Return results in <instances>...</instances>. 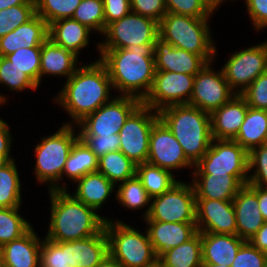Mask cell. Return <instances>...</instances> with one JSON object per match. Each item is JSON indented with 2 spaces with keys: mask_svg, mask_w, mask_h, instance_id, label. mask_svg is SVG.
Masks as SVG:
<instances>
[{
  "mask_svg": "<svg viewBox=\"0 0 267 267\" xmlns=\"http://www.w3.org/2000/svg\"><path fill=\"white\" fill-rule=\"evenodd\" d=\"M20 207L0 208V247L26 234L32 226L19 214Z\"/></svg>",
  "mask_w": 267,
  "mask_h": 267,
  "instance_id": "36",
  "label": "cell"
},
{
  "mask_svg": "<svg viewBox=\"0 0 267 267\" xmlns=\"http://www.w3.org/2000/svg\"><path fill=\"white\" fill-rule=\"evenodd\" d=\"M207 63L194 78L189 105L211 114L227 103L236 93L229 87L222 70L214 72Z\"/></svg>",
  "mask_w": 267,
  "mask_h": 267,
  "instance_id": "15",
  "label": "cell"
},
{
  "mask_svg": "<svg viewBox=\"0 0 267 267\" xmlns=\"http://www.w3.org/2000/svg\"><path fill=\"white\" fill-rule=\"evenodd\" d=\"M111 88L113 85L108 71L100 60L77 68L55 100L74 119L73 123L65 125H77L87 115L111 101Z\"/></svg>",
  "mask_w": 267,
  "mask_h": 267,
  "instance_id": "2",
  "label": "cell"
},
{
  "mask_svg": "<svg viewBox=\"0 0 267 267\" xmlns=\"http://www.w3.org/2000/svg\"><path fill=\"white\" fill-rule=\"evenodd\" d=\"M198 232L237 234L236 214L232 201L196 198Z\"/></svg>",
  "mask_w": 267,
  "mask_h": 267,
  "instance_id": "17",
  "label": "cell"
},
{
  "mask_svg": "<svg viewBox=\"0 0 267 267\" xmlns=\"http://www.w3.org/2000/svg\"><path fill=\"white\" fill-rule=\"evenodd\" d=\"M116 197L123 207L131 210L141 209L151 202V197L137 176L118 185Z\"/></svg>",
  "mask_w": 267,
  "mask_h": 267,
  "instance_id": "37",
  "label": "cell"
},
{
  "mask_svg": "<svg viewBox=\"0 0 267 267\" xmlns=\"http://www.w3.org/2000/svg\"><path fill=\"white\" fill-rule=\"evenodd\" d=\"M141 103L140 99L133 96L120 95L112 98L77 124L82 128L79 136L119 134L126 119Z\"/></svg>",
  "mask_w": 267,
  "mask_h": 267,
  "instance_id": "12",
  "label": "cell"
},
{
  "mask_svg": "<svg viewBox=\"0 0 267 267\" xmlns=\"http://www.w3.org/2000/svg\"><path fill=\"white\" fill-rule=\"evenodd\" d=\"M208 20L167 12L159 22V37L176 48L201 55L208 63L213 62L216 47Z\"/></svg>",
  "mask_w": 267,
  "mask_h": 267,
  "instance_id": "5",
  "label": "cell"
},
{
  "mask_svg": "<svg viewBox=\"0 0 267 267\" xmlns=\"http://www.w3.org/2000/svg\"><path fill=\"white\" fill-rule=\"evenodd\" d=\"M248 153L267 140V110L248 107L245 119L234 139Z\"/></svg>",
  "mask_w": 267,
  "mask_h": 267,
  "instance_id": "31",
  "label": "cell"
},
{
  "mask_svg": "<svg viewBox=\"0 0 267 267\" xmlns=\"http://www.w3.org/2000/svg\"><path fill=\"white\" fill-rule=\"evenodd\" d=\"M10 161L3 155L0 154V169L6 166Z\"/></svg>",
  "mask_w": 267,
  "mask_h": 267,
  "instance_id": "58",
  "label": "cell"
},
{
  "mask_svg": "<svg viewBox=\"0 0 267 267\" xmlns=\"http://www.w3.org/2000/svg\"><path fill=\"white\" fill-rule=\"evenodd\" d=\"M0 84L6 85L12 91L38 88V85L27 74L13 65L5 56H0Z\"/></svg>",
  "mask_w": 267,
  "mask_h": 267,
  "instance_id": "42",
  "label": "cell"
},
{
  "mask_svg": "<svg viewBox=\"0 0 267 267\" xmlns=\"http://www.w3.org/2000/svg\"><path fill=\"white\" fill-rule=\"evenodd\" d=\"M113 89L143 101L155 77L154 44L130 45L126 49H99ZM144 88V89H143ZM140 90V91H139Z\"/></svg>",
  "mask_w": 267,
  "mask_h": 267,
  "instance_id": "1",
  "label": "cell"
},
{
  "mask_svg": "<svg viewBox=\"0 0 267 267\" xmlns=\"http://www.w3.org/2000/svg\"><path fill=\"white\" fill-rule=\"evenodd\" d=\"M154 58L156 71H170L194 76L208 63L201 55L176 48L160 37L154 43Z\"/></svg>",
  "mask_w": 267,
  "mask_h": 267,
  "instance_id": "18",
  "label": "cell"
},
{
  "mask_svg": "<svg viewBox=\"0 0 267 267\" xmlns=\"http://www.w3.org/2000/svg\"><path fill=\"white\" fill-rule=\"evenodd\" d=\"M36 15V3H25L0 10V38Z\"/></svg>",
  "mask_w": 267,
  "mask_h": 267,
  "instance_id": "40",
  "label": "cell"
},
{
  "mask_svg": "<svg viewBox=\"0 0 267 267\" xmlns=\"http://www.w3.org/2000/svg\"><path fill=\"white\" fill-rule=\"evenodd\" d=\"M15 161L0 169V208H14L21 205V184Z\"/></svg>",
  "mask_w": 267,
  "mask_h": 267,
  "instance_id": "35",
  "label": "cell"
},
{
  "mask_svg": "<svg viewBox=\"0 0 267 267\" xmlns=\"http://www.w3.org/2000/svg\"><path fill=\"white\" fill-rule=\"evenodd\" d=\"M249 173L254 169V173L248 175L247 184L267 188V147L263 144L253 148L248 155Z\"/></svg>",
  "mask_w": 267,
  "mask_h": 267,
  "instance_id": "43",
  "label": "cell"
},
{
  "mask_svg": "<svg viewBox=\"0 0 267 267\" xmlns=\"http://www.w3.org/2000/svg\"><path fill=\"white\" fill-rule=\"evenodd\" d=\"M41 47L19 48L6 56L13 65L27 74L38 86L40 85Z\"/></svg>",
  "mask_w": 267,
  "mask_h": 267,
  "instance_id": "41",
  "label": "cell"
},
{
  "mask_svg": "<svg viewBox=\"0 0 267 267\" xmlns=\"http://www.w3.org/2000/svg\"><path fill=\"white\" fill-rule=\"evenodd\" d=\"M25 3H36L35 0H0V10Z\"/></svg>",
  "mask_w": 267,
  "mask_h": 267,
  "instance_id": "55",
  "label": "cell"
},
{
  "mask_svg": "<svg viewBox=\"0 0 267 267\" xmlns=\"http://www.w3.org/2000/svg\"><path fill=\"white\" fill-rule=\"evenodd\" d=\"M48 39V24L35 15L25 24L0 38V56H7L19 48L42 47Z\"/></svg>",
  "mask_w": 267,
  "mask_h": 267,
  "instance_id": "23",
  "label": "cell"
},
{
  "mask_svg": "<svg viewBox=\"0 0 267 267\" xmlns=\"http://www.w3.org/2000/svg\"><path fill=\"white\" fill-rule=\"evenodd\" d=\"M104 42L98 49H126L130 45L154 44L159 37V23L152 18L130 12L105 28Z\"/></svg>",
  "mask_w": 267,
  "mask_h": 267,
  "instance_id": "10",
  "label": "cell"
},
{
  "mask_svg": "<svg viewBox=\"0 0 267 267\" xmlns=\"http://www.w3.org/2000/svg\"><path fill=\"white\" fill-rule=\"evenodd\" d=\"M236 214L237 235L248 241L265 223L259 210L257 194L244 185L233 201Z\"/></svg>",
  "mask_w": 267,
  "mask_h": 267,
  "instance_id": "22",
  "label": "cell"
},
{
  "mask_svg": "<svg viewBox=\"0 0 267 267\" xmlns=\"http://www.w3.org/2000/svg\"><path fill=\"white\" fill-rule=\"evenodd\" d=\"M98 157L79 137L71 148L63 173L74 181L82 176L98 170Z\"/></svg>",
  "mask_w": 267,
  "mask_h": 267,
  "instance_id": "32",
  "label": "cell"
},
{
  "mask_svg": "<svg viewBox=\"0 0 267 267\" xmlns=\"http://www.w3.org/2000/svg\"><path fill=\"white\" fill-rule=\"evenodd\" d=\"M150 267H161V266H160L159 262H157L156 264H154V265H152Z\"/></svg>",
  "mask_w": 267,
  "mask_h": 267,
  "instance_id": "62",
  "label": "cell"
},
{
  "mask_svg": "<svg viewBox=\"0 0 267 267\" xmlns=\"http://www.w3.org/2000/svg\"><path fill=\"white\" fill-rule=\"evenodd\" d=\"M82 0H35L36 14L48 25L54 21L72 18Z\"/></svg>",
  "mask_w": 267,
  "mask_h": 267,
  "instance_id": "39",
  "label": "cell"
},
{
  "mask_svg": "<svg viewBox=\"0 0 267 267\" xmlns=\"http://www.w3.org/2000/svg\"><path fill=\"white\" fill-rule=\"evenodd\" d=\"M248 104L235 94L227 103L210 114L211 133L214 139L234 140L244 122Z\"/></svg>",
  "mask_w": 267,
  "mask_h": 267,
  "instance_id": "19",
  "label": "cell"
},
{
  "mask_svg": "<svg viewBox=\"0 0 267 267\" xmlns=\"http://www.w3.org/2000/svg\"><path fill=\"white\" fill-rule=\"evenodd\" d=\"M151 201L143 214L145 221L196 223V197L191 183L179 181Z\"/></svg>",
  "mask_w": 267,
  "mask_h": 267,
  "instance_id": "9",
  "label": "cell"
},
{
  "mask_svg": "<svg viewBox=\"0 0 267 267\" xmlns=\"http://www.w3.org/2000/svg\"><path fill=\"white\" fill-rule=\"evenodd\" d=\"M240 95L250 108L267 110V72L260 74Z\"/></svg>",
  "mask_w": 267,
  "mask_h": 267,
  "instance_id": "45",
  "label": "cell"
},
{
  "mask_svg": "<svg viewBox=\"0 0 267 267\" xmlns=\"http://www.w3.org/2000/svg\"><path fill=\"white\" fill-rule=\"evenodd\" d=\"M161 267H201V232H197L188 241L168 249L158 257Z\"/></svg>",
  "mask_w": 267,
  "mask_h": 267,
  "instance_id": "30",
  "label": "cell"
},
{
  "mask_svg": "<svg viewBox=\"0 0 267 267\" xmlns=\"http://www.w3.org/2000/svg\"><path fill=\"white\" fill-rule=\"evenodd\" d=\"M106 219L105 232L109 242V254L123 267H150L158 262L148 233L143 235L122 220Z\"/></svg>",
  "mask_w": 267,
  "mask_h": 267,
  "instance_id": "6",
  "label": "cell"
},
{
  "mask_svg": "<svg viewBox=\"0 0 267 267\" xmlns=\"http://www.w3.org/2000/svg\"><path fill=\"white\" fill-rule=\"evenodd\" d=\"M90 29L78 21L67 18L48 25V38L75 56L88 45Z\"/></svg>",
  "mask_w": 267,
  "mask_h": 267,
  "instance_id": "27",
  "label": "cell"
},
{
  "mask_svg": "<svg viewBox=\"0 0 267 267\" xmlns=\"http://www.w3.org/2000/svg\"><path fill=\"white\" fill-rule=\"evenodd\" d=\"M0 267H5V265H4V257H3V252H2L1 247H0Z\"/></svg>",
  "mask_w": 267,
  "mask_h": 267,
  "instance_id": "60",
  "label": "cell"
},
{
  "mask_svg": "<svg viewBox=\"0 0 267 267\" xmlns=\"http://www.w3.org/2000/svg\"><path fill=\"white\" fill-rule=\"evenodd\" d=\"M11 134L9 125L0 119V154L5 156L9 161L14 160L10 156L11 150Z\"/></svg>",
  "mask_w": 267,
  "mask_h": 267,
  "instance_id": "52",
  "label": "cell"
},
{
  "mask_svg": "<svg viewBox=\"0 0 267 267\" xmlns=\"http://www.w3.org/2000/svg\"><path fill=\"white\" fill-rule=\"evenodd\" d=\"M246 240L237 234L201 232L202 263L232 265L240 247Z\"/></svg>",
  "mask_w": 267,
  "mask_h": 267,
  "instance_id": "24",
  "label": "cell"
},
{
  "mask_svg": "<svg viewBox=\"0 0 267 267\" xmlns=\"http://www.w3.org/2000/svg\"><path fill=\"white\" fill-rule=\"evenodd\" d=\"M78 58L65 48L47 39L41 47L40 82L43 75L67 76V80L76 72Z\"/></svg>",
  "mask_w": 267,
  "mask_h": 267,
  "instance_id": "28",
  "label": "cell"
},
{
  "mask_svg": "<svg viewBox=\"0 0 267 267\" xmlns=\"http://www.w3.org/2000/svg\"><path fill=\"white\" fill-rule=\"evenodd\" d=\"M158 114L182 146L187 159L195 165L213 140L210 114L189 104L168 106Z\"/></svg>",
  "mask_w": 267,
  "mask_h": 267,
  "instance_id": "4",
  "label": "cell"
},
{
  "mask_svg": "<svg viewBox=\"0 0 267 267\" xmlns=\"http://www.w3.org/2000/svg\"><path fill=\"white\" fill-rule=\"evenodd\" d=\"M267 254L254 247L246 241L239 249L232 267H265Z\"/></svg>",
  "mask_w": 267,
  "mask_h": 267,
  "instance_id": "47",
  "label": "cell"
},
{
  "mask_svg": "<svg viewBox=\"0 0 267 267\" xmlns=\"http://www.w3.org/2000/svg\"><path fill=\"white\" fill-rule=\"evenodd\" d=\"M194 75L170 71H156L149 94L142 103L154 111L188 104L193 93Z\"/></svg>",
  "mask_w": 267,
  "mask_h": 267,
  "instance_id": "14",
  "label": "cell"
},
{
  "mask_svg": "<svg viewBox=\"0 0 267 267\" xmlns=\"http://www.w3.org/2000/svg\"><path fill=\"white\" fill-rule=\"evenodd\" d=\"M105 28L131 12L130 0H103Z\"/></svg>",
  "mask_w": 267,
  "mask_h": 267,
  "instance_id": "50",
  "label": "cell"
},
{
  "mask_svg": "<svg viewBox=\"0 0 267 267\" xmlns=\"http://www.w3.org/2000/svg\"><path fill=\"white\" fill-rule=\"evenodd\" d=\"M51 217L45 236L54 242H69L99 234L106 219L76 200L67 190H49Z\"/></svg>",
  "mask_w": 267,
  "mask_h": 267,
  "instance_id": "3",
  "label": "cell"
},
{
  "mask_svg": "<svg viewBox=\"0 0 267 267\" xmlns=\"http://www.w3.org/2000/svg\"><path fill=\"white\" fill-rule=\"evenodd\" d=\"M205 6L211 11L214 12L217 7L220 6V4L222 2H224V0H201Z\"/></svg>",
  "mask_w": 267,
  "mask_h": 267,
  "instance_id": "57",
  "label": "cell"
},
{
  "mask_svg": "<svg viewBox=\"0 0 267 267\" xmlns=\"http://www.w3.org/2000/svg\"><path fill=\"white\" fill-rule=\"evenodd\" d=\"M248 241L261 252L267 254V222Z\"/></svg>",
  "mask_w": 267,
  "mask_h": 267,
  "instance_id": "53",
  "label": "cell"
},
{
  "mask_svg": "<svg viewBox=\"0 0 267 267\" xmlns=\"http://www.w3.org/2000/svg\"><path fill=\"white\" fill-rule=\"evenodd\" d=\"M246 8L256 30L267 27V0H245Z\"/></svg>",
  "mask_w": 267,
  "mask_h": 267,
  "instance_id": "51",
  "label": "cell"
},
{
  "mask_svg": "<svg viewBox=\"0 0 267 267\" xmlns=\"http://www.w3.org/2000/svg\"><path fill=\"white\" fill-rule=\"evenodd\" d=\"M221 70L229 87L241 94L260 74L267 72V41L235 52ZM239 87L237 92L235 88Z\"/></svg>",
  "mask_w": 267,
  "mask_h": 267,
  "instance_id": "13",
  "label": "cell"
},
{
  "mask_svg": "<svg viewBox=\"0 0 267 267\" xmlns=\"http://www.w3.org/2000/svg\"><path fill=\"white\" fill-rule=\"evenodd\" d=\"M201 267H232L230 265L202 264Z\"/></svg>",
  "mask_w": 267,
  "mask_h": 267,
  "instance_id": "59",
  "label": "cell"
},
{
  "mask_svg": "<svg viewBox=\"0 0 267 267\" xmlns=\"http://www.w3.org/2000/svg\"><path fill=\"white\" fill-rule=\"evenodd\" d=\"M147 163L170 172L194 166L185 156L178 140L160 119L152 127Z\"/></svg>",
  "mask_w": 267,
  "mask_h": 267,
  "instance_id": "16",
  "label": "cell"
},
{
  "mask_svg": "<svg viewBox=\"0 0 267 267\" xmlns=\"http://www.w3.org/2000/svg\"><path fill=\"white\" fill-rule=\"evenodd\" d=\"M40 267H71L66 259V242H54L45 237L41 243Z\"/></svg>",
  "mask_w": 267,
  "mask_h": 267,
  "instance_id": "44",
  "label": "cell"
},
{
  "mask_svg": "<svg viewBox=\"0 0 267 267\" xmlns=\"http://www.w3.org/2000/svg\"><path fill=\"white\" fill-rule=\"evenodd\" d=\"M136 176L151 198L163 194L179 182L172 172L147 162L137 165Z\"/></svg>",
  "mask_w": 267,
  "mask_h": 267,
  "instance_id": "34",
  "label": "cell"
},
{
  "mask_svg": "<svg viewBox=\"0 0 267 267\" xmlns=\"http://www.w3.org/2000/svg\"><path fill=\"white\" fill-rule=\"evenodd\" d=\"M108 254L105 229L91 237L66 242V259L71 267H96Z\"/></svg>",
  "mask_w": 267,
  "mask_h": 267,
  "instance_id": "20",
  "label": "cell"
},
{
  "mask_svg": "<svg viewBox=\"0 0 267 267\" xmlns=\"http://www.w3.org/2000/svg\"><path fill=\"white\" fill-rule=\"evenodd\" d=\"M193 176L192 186L196 198L233 201L243 187L233 175L227 173L193 174Z\"/></svg>",
  "mask_w": 267,
  "mask_h": 267,
  "instance_id": "25",
  "label": "cell"
},
{
  "mask_svg": "<svg viewBox=\"0 0 267 267\" xmlns=\"http://www.w3.org/2000/svg\"><path fill=\"white\" fill-rule=\"evenodd\" d=\"M131 12L154 19L158 23L167 13L165 0H130Z\"/></svg>",
  "mask_w": 267,
  "mask_h": 267,
  "instance_id": "49",
  "label": "cell"
},
{
  "mask_svg": "<svg viewBox=\"0 0 267 267\" xmlns=\"http://www.w3.org/2000/svg\"><path fill=\"white\" fill-rule=\"evenodd\" d=\"M95 155L101 156L114 151H119L120 136L112 134L110 136H79Z\"/></svg>",
  "mask_w": 267,
  "mask_h": 267,
  "instance_id": "48",
  "label": "cell"
},
{
  "mask_svg": "<svg viewBox=\"0 0 267 267\" xmlns=\"http://www.w3.org/2000/svg\"><path fill=\"white\" fill-rule=\"evenodd\" d=\"M136 167L131 159L119 151L109 152L98 159V172L114 185L136 176Z\"/></svg>",
  "mask_w": 267,
  "mask_h": 267,
  "instance_id": "33",
  "label": "cell"
},
{
  "mask_svg": "<svg viewBox=\"0 0 267 267\" xmlns=\"http://www.w3.org/2000/svg\"><path fill=\"white\" fill-rule=\"evenodd\" d=\"M256 194L259 203V210L262 213L263 219L267 222V188L247 184Z\"/></svg>",
  "mask_w": 267,
  "mask_h": 267,
  "instance_id": "54",
  "label": "cell"
},
{
  "mask_svg": "<svg viewBox=\"0 0 267 267\" xmlns=\"http://www.w3.org/2000/svg\"><path fill=\"white\" fill-rule=\"evenodd\" d=\"M72 19L90 30L103 34L105 31L103 0H82L75 9Z\"/></svg>",
  "mask_w": 267,
  "mask_h": 267,
  "instance_id": "38",
  "label": "cell"
},
{
  "mask_svg": "<svg viewBox=\"0 0 267 267\" xmlns=\"http://www.w3.org/2000/svg\"><path fill=\"white\" fill-rule=\"evenodd\" d=\"M4 104V103H6V97H4V96H2V94H0V105L1 104Z\"/></svg>",
  "mask_w": 267,
  "mask_h": 267,
  "instance_id": "61",
  "label": "cell"
},
{
  "mask_svg": "<svg viewBox=\"0 0 267 267\" xmlns=\"http://www.w3.org/2000/svg\"><path fill=\"white\" fill-rule=\"evenodd\" d=\"M158 120V112L141 103L129 115L119 132V150L137 165L148 160L150 134Z\"/></svg>",
  "mask_w": 267,
  "mask_h": 267,
  "instance_id": "11",
  "label": "cell"
},
{
  "mask_svg": "<svg viewBox=\"0 0 267 267\" xmlns=\"http://www.w3.org/2000/svg\"><path fill=\"white\" fill-rule=\"evenodd\" d=\"M167 12L195 18H209L213 13L201 0H165Z\"/></svg>",
  "mask_w": 267,
  "mask_h": 267,
  "instance_id": "46",
  "label": "cell"
},
{
  "mask_svg": "<svg viewBox=\"0 0 267 267\" xmlns=\"http://www.w3.org/2000/svg\"><path fill=\"white\" fill-rule=\"evenodd\" d=\"M147 233L157 257L188 241L197 232L196 223L146 221Z\"/></svg>",
  "mask_w": 267,
  "mask_h": 267,
  "instance_id": "21",
  "label": "cell"
},
{
  "mask_svg": "<svg viewBox=\"0 0 267 267\" xmlns=\"http://www.w3.org/2000/svg\"><path fill=\"white\" fill-rule=\"evenodd\" d=\"M78 138L79 132L75 135L72 125L63 124L57 132L42 137L41 143L36 145L34 171L40 183H49V190H67V186H61L57 181L62 179L68 155Z\"/></svg>",
  "mask_w": 267,
  "mask_h": 267,
  "instance_id": "7",
  "label": "cell"
},
{
  "mask_svg": "<svg viewBox=\"0 0 267 267\" xmlns=\"http://www.w3.org/2000/svg\"><path fill=\"white\" fill-rule=\"evenodd\" d=\"M41 243L31 228L20 238L4 244L1 249L5 267H40Z\"/></svg>",
  "mask_w": 267,
  "mask_h": 267,
  "instance_id": "26",
  "label": "cell"
},
{
  "mask_svg": "<svg viewBox=\"0 0 267 267\" xmlns=\"http://www.w3.org/2000/svg\"><path fill=\"white\" fill-rule=\"evenodd\" d=\"M249 153L235 140H212L205 155L194 165L193 174H231L243 186L248 182Z\"/></svg>",
  "mask_w": 267,
  "mask_h": 267,
  "instance_id": "8",
  "label": "cell"
},
{
  "mask_svg": "<svg viewBox=\"0 0 267 267\" xmlns=\"http://www.w3.org/2000/svg\"><path fill=\"white\" fill-rule=\"evenodd\" d=\"M75 182H78L77 190L72 196L95 210L102 207L115 189V185L98 171L88 173Z\"/></svg>",
  "mask_w": 267,
  "mask_h": 267,
  "instance_id": "29",
  "label": "cell"
},
{
  "mask_svg": "<svg viewBox=\"0 0 267 267\" xmlns=\"http://www.w3.org/2000/svg\"><path fill=\"white\" fill-rule=\"evenodd\" d=\"M96 267H123V266L110 254H108Z\"/></svg>",
  "mask_w": 267,
  "mask_h": 267,
  "instance_id": "56",
  "label": "cell"
}]
</instances>
